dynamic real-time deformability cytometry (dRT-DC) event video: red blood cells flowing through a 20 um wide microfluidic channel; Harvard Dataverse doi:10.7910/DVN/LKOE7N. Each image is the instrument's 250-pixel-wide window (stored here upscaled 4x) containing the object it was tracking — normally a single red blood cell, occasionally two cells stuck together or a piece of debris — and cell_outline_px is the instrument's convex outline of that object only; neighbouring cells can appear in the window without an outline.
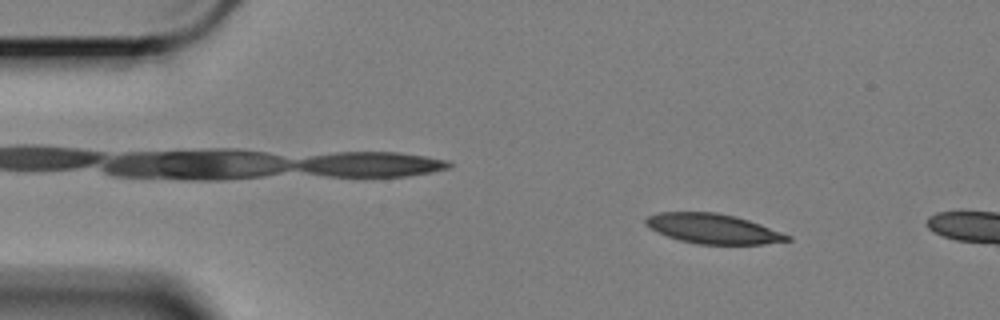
{"species": "Egyptian fruit bat (a non-hibernating species)", "species_latin": "Rousettus aegyptiacus", "temperature_condition": "cold", "stored_images_in_passage": 10, "camera_frame_rate_fps": 3000, "um_per_image_px": 0.085, "animal": {"sex": "female"}, "frame": {"image": 1, "passage_image": 7, "time_ms": 2.0, "image_size_px": [1000, 320], "cell_outline_px": [[792, 240], [764, 244], [696, 244], [680, 240], [656, 232], [648, 228], [644, 224], [644, 220], [648, 216], [660, 212], [716, 212], [736, 216], [760, 224], [792, 236]], "centroid_in_image_um": [60.59, 19.44], "position_along_channel_um": 24.4, "area_um2": 24.68}}